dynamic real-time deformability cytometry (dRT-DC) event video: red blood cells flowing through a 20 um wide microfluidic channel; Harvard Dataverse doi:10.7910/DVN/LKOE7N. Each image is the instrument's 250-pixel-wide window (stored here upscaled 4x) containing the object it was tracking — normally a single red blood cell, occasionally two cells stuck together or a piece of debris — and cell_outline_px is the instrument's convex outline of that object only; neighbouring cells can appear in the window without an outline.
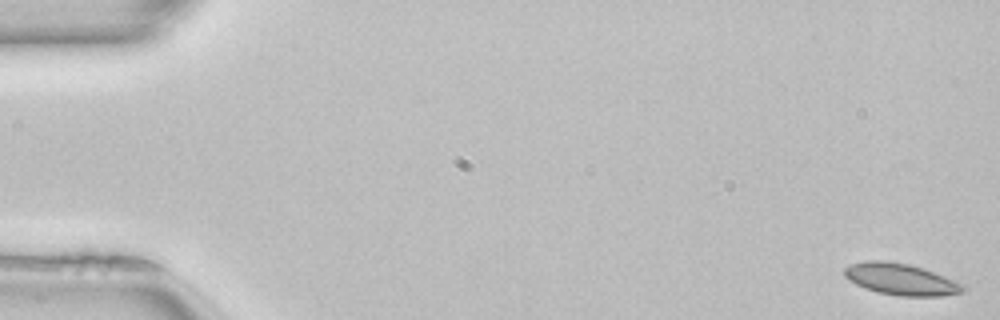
{"species": "common noctule bat (a hibernating species)", "species_latin": "Nyctalus noctula", "temperature_condition": "room temperature", "stored_images_in_passage": 51, "camera_frame_rate_fps": 3000, "um_per_image_px": 0.085, "animal": {"sex": "female", "body_mass_g": 22.7, "forearm_length_mm": 54.2}, "frame": {"image": 1, "passage_image": 1, "time_ms": 0.0, "image_size_px": [1000, 320], "cell_outline_px": [[968, 288], [964, 292], [940, 296], [900, 296], [876, 292], [864, 288], [848, 280], [844, 276], [844, 268], [852, 264], [864, 260], [884, 260], [908, 264], [924, 268], [964, 284]], "centroid_in_image_um": [76.58, 23.74], "position_along_channel_um": 8.4, "area_um2": 22.02}}
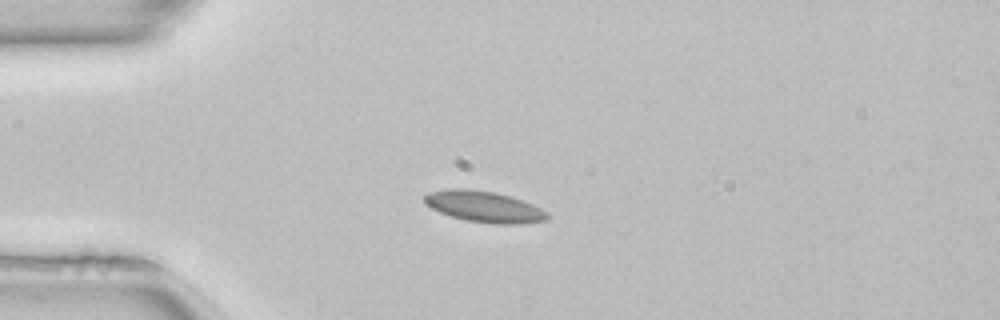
{"frame": {"image": 2, "passage_image": 13, "time_ms": 4.0, "image_size_px": [1000, 320], "cell_outline_px": [[548, 220], [520, 224], [492, 224], [468, 220], [452, 216], [440, 212], [424, 204], [424, 196], [428, 192], [444, 188], [468, 188], [496, 192], [512, 196], [532, 204], [548, 212]], "centroid_in_image_um": [41.14, 17.55], "position_along_channel_um": 43.9, "area_um2": 22.54}}
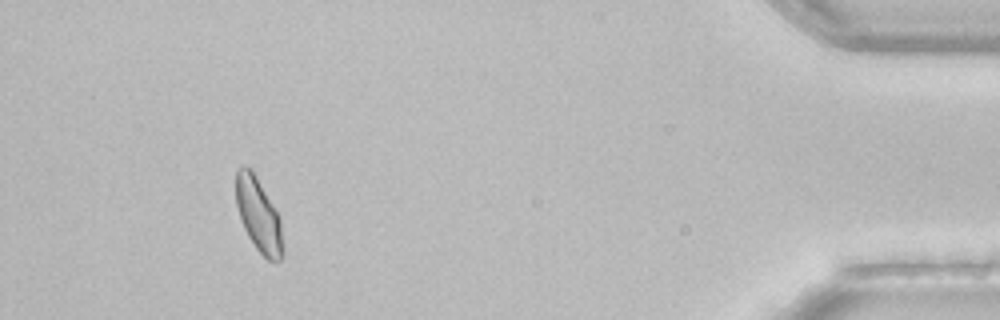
{"frame": {"image": 3, "passage_image": 47, "time_ms": 15.333, "image_size_px": [1000, 320], "cell_outline_px": [[284, 256], [276, 264], [268, 260], [256, 248], [248, 236], [244, 228], [236, 204], [236, 168], [248, 168], [256, 176], [280, 216], [284, 248]], "centroid_in_image_um": [22.02, 18.35], "position_along_channel_um": 413.2, "area_um2": 20.17}, "authors_computed_cell_mechanics": {"area_um2": 20.4612, "velocity_mm_per_s": 4.0346, "shape_relaxation_time_tau1_ms": 7.6088, "shape_relaxation_time_tau2_ms": null, "deformation_change_tau1": 0.1328, "deformation_change_tau2": null}}